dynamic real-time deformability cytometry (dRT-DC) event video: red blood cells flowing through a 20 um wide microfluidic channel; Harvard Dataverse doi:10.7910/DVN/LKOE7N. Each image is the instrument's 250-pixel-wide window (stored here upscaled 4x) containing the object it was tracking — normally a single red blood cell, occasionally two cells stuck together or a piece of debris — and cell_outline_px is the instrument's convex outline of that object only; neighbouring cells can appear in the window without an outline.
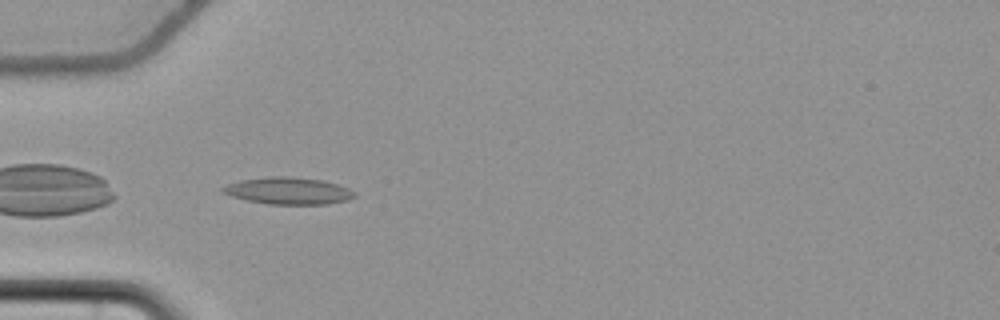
{"species": "common noctule bat (a hibernating species)", "species_latin": "Nyctalus noctula", "temperature_condition": "cold", "stored_images_in_passage": 39, "camera_frame_rate_fps": 3000, "um_per_image_px": 0.085, "animal": {"sex": "female", "body_mass_g": 22.7, "forearm_length_mm": 54.2}, "frame": {"image": 1, "passage_image": 1, "time_ms": 0.0, "image_size_px": [1000, 320], "cell_outline_px": [[356, 196], [348, 200], [328, 204], [268, 204], [248, 200], [232, 196], [220, 192], [220, 188], [228, 184], [240, 180], [268, 176], [288, 176], [324, 180], [348, 188], [356, 192]], "centroid_in_image_um": [24.51, 16.21], "position_along_channel_um": 60.5, "area_um2": 20.81}}
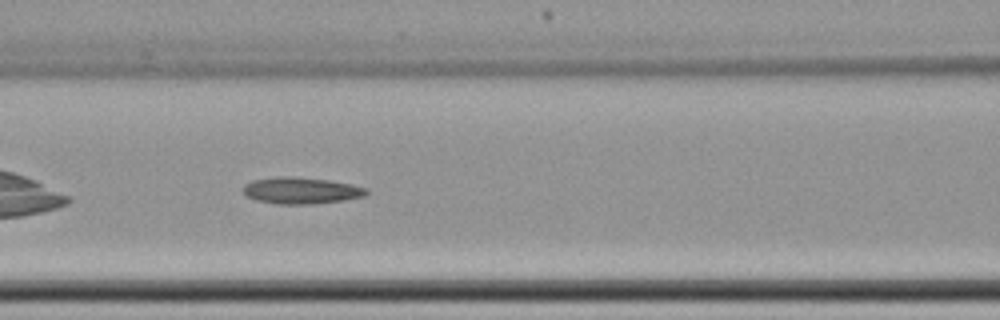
{"frame": {"image": 2, "passage_image": 8, "time_ms": 2.333, "image_size_px": [1000, 320], "cell_outline_px": [[368, 192], [364, 196], [344, 200], [312, 204], [276, 204], [256, 200], [248, 196], [244, 192], [244, 184], [252, 180], [276, 176], [296, 176], [328, 180], [352, 184], [368, 188]], "centroid_in_image_um": [25.6, 16.18], "position_along_channel_um": 141.0, "area_um2": 19.19}}
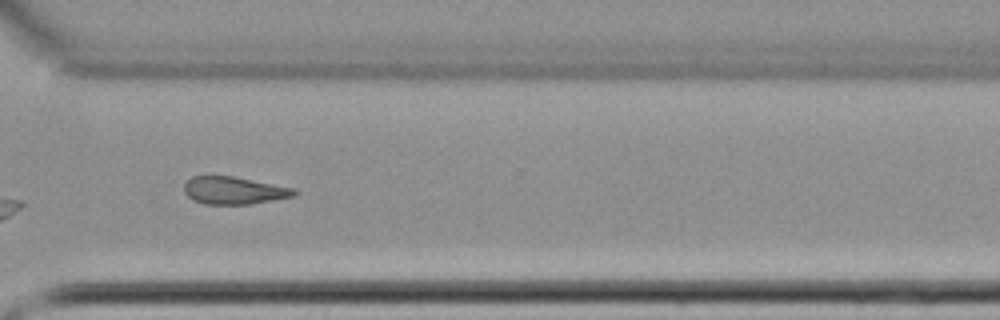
{"frame": {"image": 3, "passage_image": 25, "time_ms": 8.0, "image_size_px": [1000, 320], "cell_outline_px": [[296, 196], [252, 204], [204, 204], [192, 200], [184, 192], [184, 184], [192, 176], [232, 176], [292, 188], [296, 192]], "centroid_in_image_um": [19.85, 16.2], "position_along_channel_um": 350.8, "area_um2": 17.51}, "authors_computed_cell_mechanics": {"area_um2": 18.496, "velocity_mm_per_s": 3.6982, "shape_relaxation_time_tau1_ms": 7.0968, "shape_relaxation_time_tau2_ms": 6.226, "deformation_change_tau1": 0.1143, "deformation_change_tau2": 0.1532}}